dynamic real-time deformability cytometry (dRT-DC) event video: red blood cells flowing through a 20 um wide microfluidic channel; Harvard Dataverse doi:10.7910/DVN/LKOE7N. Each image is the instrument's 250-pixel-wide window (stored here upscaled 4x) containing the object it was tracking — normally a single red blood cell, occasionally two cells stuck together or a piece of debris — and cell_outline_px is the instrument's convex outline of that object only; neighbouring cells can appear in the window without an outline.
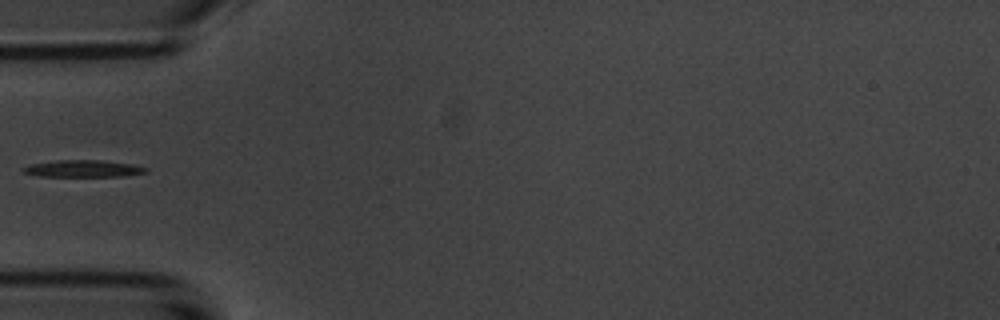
{"species": "common noctule bat (a hibernating species)", "species_latin": "Nyctalus noctula", "temperature_condition": "room temperature", "stored_images_in_passage": 6, "camera_frame_rate_fps": 3000, "um_per_image_px": 0.085, "animal": {"sex": "male", "body_mass_g": 20.1, "forearm_length_mm": 53.5}, "frame": {"image": 1, "passage_image": 6, "time_ms": 5.667, "image_size_px": [1000, 320], "cell_outline_px": [[148, 172], [124, 176], [40, 176], [24, 172], [20, 168], [32, 164], [60, 160], [104, 160], [132, 164], [148, 168]], "centroid_in_image_um": [7.12, 14.33], "position_along_channel_um": 77.9, "area_um2": 12.02}}